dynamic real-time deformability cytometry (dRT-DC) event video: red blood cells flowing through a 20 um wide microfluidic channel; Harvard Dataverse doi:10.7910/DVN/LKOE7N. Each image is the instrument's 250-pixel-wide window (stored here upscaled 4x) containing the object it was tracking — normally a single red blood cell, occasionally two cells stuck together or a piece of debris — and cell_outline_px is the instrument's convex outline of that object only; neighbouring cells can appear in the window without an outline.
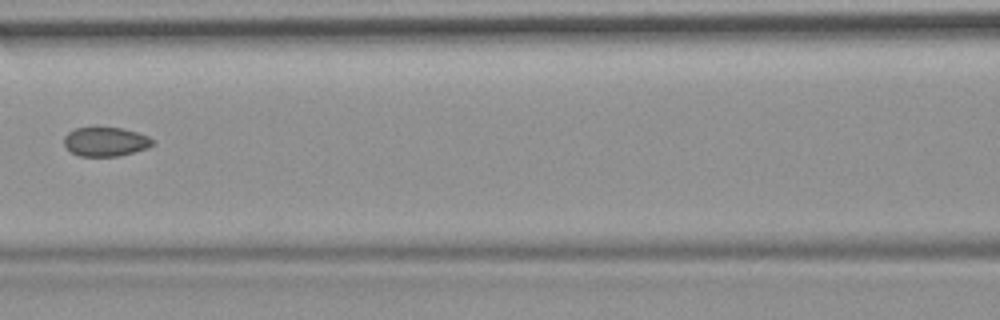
{"species": "common noctule bat (a hibernating species)", "species_latin": "Nyctalus noctula", "temperature_condition": "room temperature", "stored_images_in_passage": 9, "camera_frame_rate_fps": 3000, "um_per_image_px": 0.085, "animal": {"sex": "female", "body_mass_g": 19.9}, "frame": {"image": 1, "passage_image": 6, "time_ms": 5.667, "image_size_px": [1000, 320], "cell_outline_px": [[152, 144], [148, 148], [116, 156], [80, 156], [72, 152], [64, 144], [64, 136], [68, 132], [76, 128], [124, 128], [148, 136], [152, 140]], "centroid_in_image_um": [8.95, 12.04], "position_along_channel_um": 157.6, "area_um2": 14.74}}
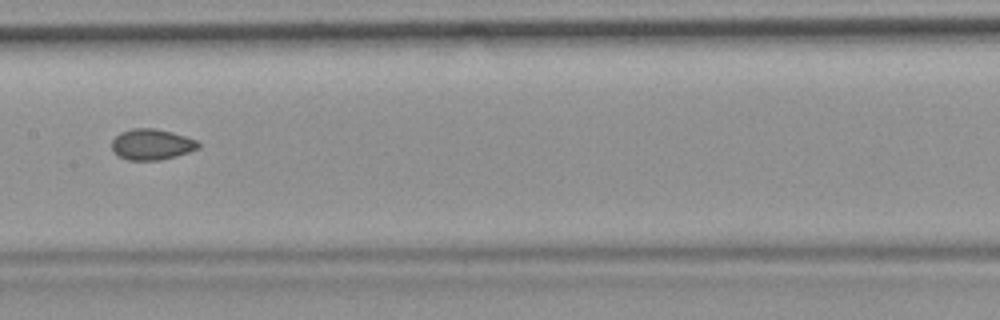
{"frame": {"image": 2, "passage_image": 7, "time_ms": 6.667, "image_size_px": [1000, 320], "cell_outline_px": [[200, 148], [176, 156], [160, 160], [128, 160], [112, 152], [112, 140], [120, 132], [132, 128], [152, 128], [172, 132], [196, 140], [200, 144]], "centroid_in_image_um": [12.88, 12.27], "position_along_channel_um": 194.5, "area_um2": 15.55}}
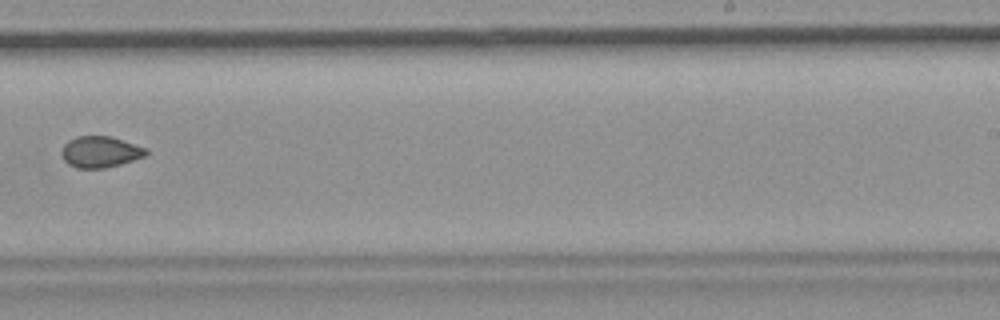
{"frame": {"image": 3, "passage_image": 9, "time_ms": 9.0, "image_size_px": [1000, 320], "cell_outline_px": [[148, 152], [144, 156], [120, 164], [104, 168], [76, 168], [68, 164], [60, 156], [60, 152], [64, 144], [68, 140], [76, 136], [112, 136], [148, 148]], "centroid_in_image_um": [8.49, 12.9], "position_along_channel_um": 280.5, "area_um2": 15.55}}